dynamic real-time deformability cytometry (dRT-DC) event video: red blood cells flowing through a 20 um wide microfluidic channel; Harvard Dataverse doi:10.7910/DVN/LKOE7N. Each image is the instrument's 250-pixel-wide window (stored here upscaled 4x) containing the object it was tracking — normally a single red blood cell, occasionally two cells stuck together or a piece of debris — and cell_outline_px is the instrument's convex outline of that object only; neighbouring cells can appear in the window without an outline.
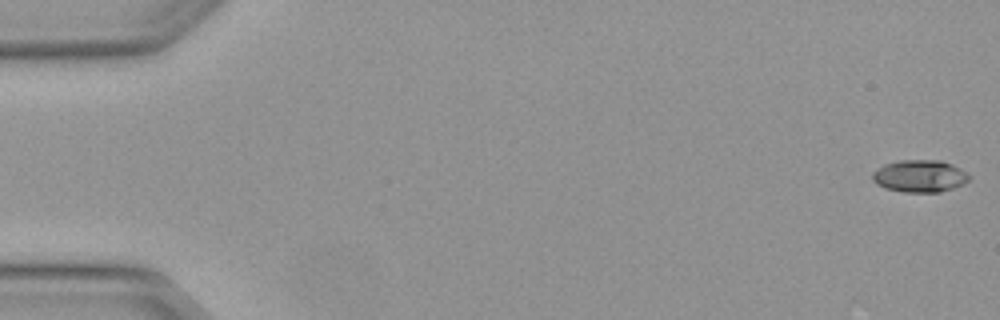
{"species": "Egyptian fruit bat (a non-hibernating species)", "species_latin": "Rousettus aegyptiacus", "temperature_condition": "warm", "stored_images_in_passage": 4, "camera_frame_rate_fps": 3000, "um_per_image_px": 0.085, "animal": {"sex": "female"}, "frame": {"image": 1, "passage_image": 1, "time_ms": 0.0, "image_size_px": [1000, 320], "cell_outline_px": [[972, 176], [964, 184], [940, 192], [904, 192], [884, 188], [876, 184], [872, 180], [872, 172], [876, 168], [884, 164], [900, 160], [940, 160], [952, 164], [968, 172]], "centroid_in_image_um": [78.18, 14.96], "position_along_channel_um": 6.8, "area_um2": 18.44}}
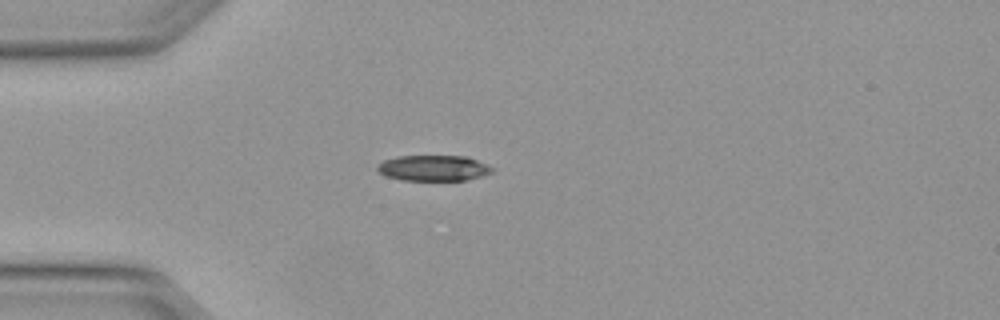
{"frame": {"image": 2, "passage_image": 4, "time_ms": 1.0, "image_size_px": [1000, 320], "cell_outline_px": [[492, 172], [480, 176], [464, 180], [400, 180], [384, 176], [376, 172], [376, 164], [384, 160], [396, 156], [468, 156], [492, 168]], "centroid_in_image_um": [36.73, 14.28], "position_along_channel_um": 48.3, "area_um2": 17.22}}